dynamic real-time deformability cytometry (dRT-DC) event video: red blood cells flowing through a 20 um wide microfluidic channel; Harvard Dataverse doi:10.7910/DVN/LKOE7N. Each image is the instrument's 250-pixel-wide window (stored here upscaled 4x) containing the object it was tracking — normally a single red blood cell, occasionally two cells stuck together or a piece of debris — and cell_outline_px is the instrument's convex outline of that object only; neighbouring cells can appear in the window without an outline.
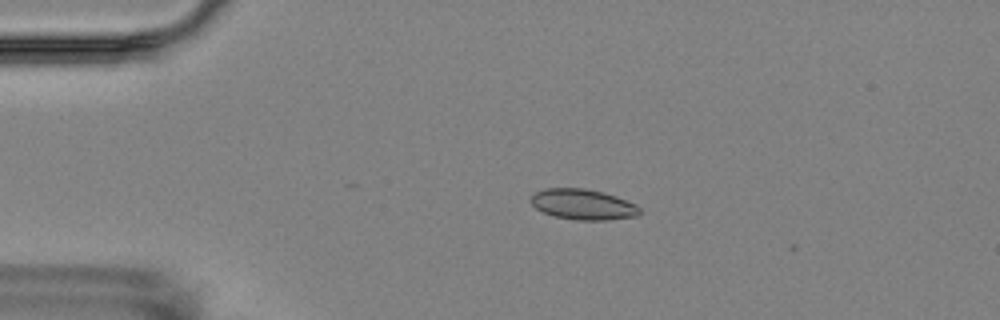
{"species": "Egyptian fruit bat (a non-hibernating species)", "species_latin": "Rousettus aegyptiacus", "temperature_condition": "room temperature", "stored_images_in_passage": 4, "camera_frame_rate_fps": 3000, "um_per_image_px": 0.085, "animal": {"sex": "female"}, "frame": {"image": 1, "passage_image": 3, "time_ms": 2.333, "image_size_px": [1000, 320], "cell_outline_px": [[640, 212], [636, 216], [608, 220], [576, 220], [556, 216], [544, 212], [536, 208], [528, 200], [536, 192], [544, 188], [584, 188], [604, 192], [616, 196], [636, 204], [640, 208]], "centroid_in_image_um": [49.55, 17.37], "position_along_channel_um": 35.4, "area_um2": 19.36}}